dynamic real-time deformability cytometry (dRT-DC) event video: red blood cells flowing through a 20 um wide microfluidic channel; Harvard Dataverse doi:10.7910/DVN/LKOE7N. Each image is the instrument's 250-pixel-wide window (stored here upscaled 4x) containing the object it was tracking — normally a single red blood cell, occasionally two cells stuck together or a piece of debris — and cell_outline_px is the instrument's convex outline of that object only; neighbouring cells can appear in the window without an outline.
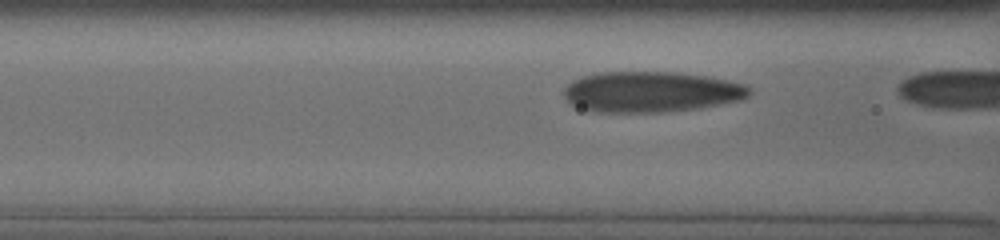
{"species": "human", "species_latin": "Homo sapiens", "temperature_condition": "cold", "stored_images_in_passage": 10, "camera_frame_rate_fps": 3000, "um_per_image_px": 0.085, "donor": {"sex": "male"}, "frame": {"image": 1, "passage_image": 7, "time_ms": 2.0, "image_size_px": [1000, 240], "cell_outline_px": [[752, 92], [744, 100], [720, 104], [692, 108], [656, 112], [600, 112], [568, 104], [564, 96], [564, 88], [572, 80], [584, 76], [600, 72], [676, 72], [708, 76], [748, 84], [752, 88]], "centroid_in_image_um": [55.38, 7.79], "position_along_channel_um": 111.2, "area_um2": 44.04}}